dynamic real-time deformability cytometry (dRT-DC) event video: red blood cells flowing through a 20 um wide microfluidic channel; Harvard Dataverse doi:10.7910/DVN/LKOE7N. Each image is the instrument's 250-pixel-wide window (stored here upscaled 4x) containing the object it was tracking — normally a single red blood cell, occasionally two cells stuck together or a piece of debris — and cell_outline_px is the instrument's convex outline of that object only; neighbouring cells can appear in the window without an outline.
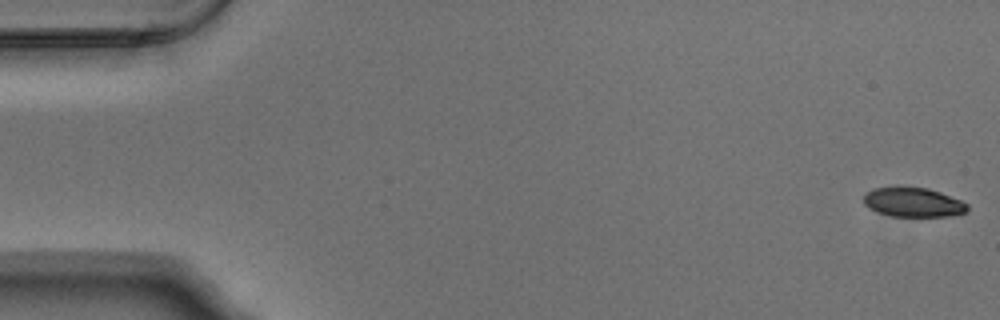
{"species": "Egyptian fruit bat (a non-hibernating species)", "species_latin": "Rousettus aegyptiacus", "temperature_condition": "warm", "stored_images_in_passage": 5, "camera_frame_rate_fps": 3000, "um_per_image_px": 0.085, "animal": {"sex": "male"}, "frame": {"image": 1, "passage_image": 1, "time_ms": 0.0, "image_size_px": [1000, 320], "cell_outline_px": [[968, 212], [948, 216], [892, 216], [876, 212], [868, 208], [864, 204], [864, 196], [872, 188], [928, 188], [940, 192], [960, 200], [968, 204]], "centroid_in_image_um": [77.63, 17.21], "position_along_channel_um": 7.4, "area_um2": 17.51}}
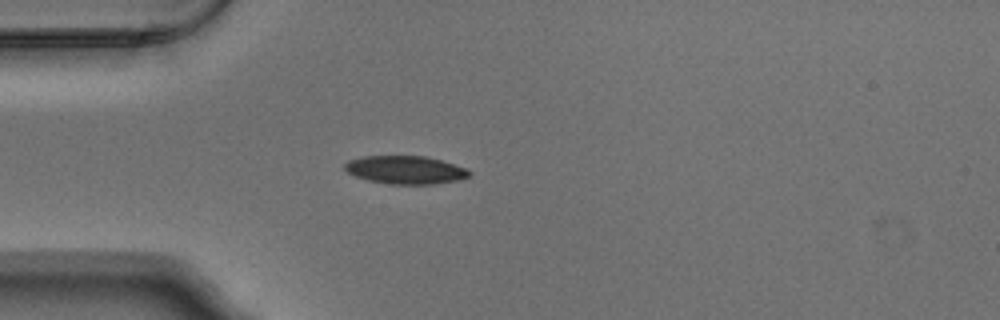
{"frame": {"image": 2, "passage_image": 4, "time_ms": 1.0, "image_size_px": [1000, 320], "cell_outline_px": [[472, 172], [468, 176], [456, 180], [436, 184], [388, 184], [368, 180], [356, 176], [348, 172], [344, 168], [344, 164], [348, 160], [364, 156], [424, 156], [440, 160], [464, 168]], "centroid_in_image_um": [34.42, 14.44], "position_along_channel_um": 50.6, "area_um2": 20.17}}